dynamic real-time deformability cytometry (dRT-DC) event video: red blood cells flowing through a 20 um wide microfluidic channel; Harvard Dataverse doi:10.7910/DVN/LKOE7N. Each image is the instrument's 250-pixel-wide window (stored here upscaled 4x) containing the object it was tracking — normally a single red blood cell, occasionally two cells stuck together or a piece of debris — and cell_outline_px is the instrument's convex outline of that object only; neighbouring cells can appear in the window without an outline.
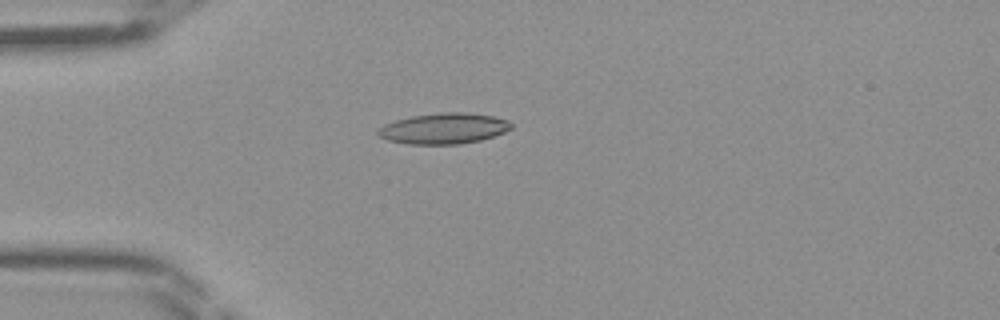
{"species": "Egyptian fruit bat (a non-hibernating species)", "species_latin": "Rousettus aegyptiacus", "temperature_condition": "room temperature", "stored_images_in_passage": 45, "camera_frame_rate_fps": 3000, "um_per_image_px": 0.085, "frame": {"image": 1, "passage_image": 12, "time_ms": 3.667, "image_size_px": [1000, 320], "cell_outline_px": [[512, 128], [504, 132], [480, 140], [460, 144], [408, 144], [388, 140], [376, 136], [376, 128], [384, 124], [396, 120], [412, 116], [444, 112], [464, 112], [492, 116], [508, 120], [512, 124]], "centroid_in_image_um": [37.67, 10.92], "position_along_channel_um": 47.3, "area_um2": 23.93}}
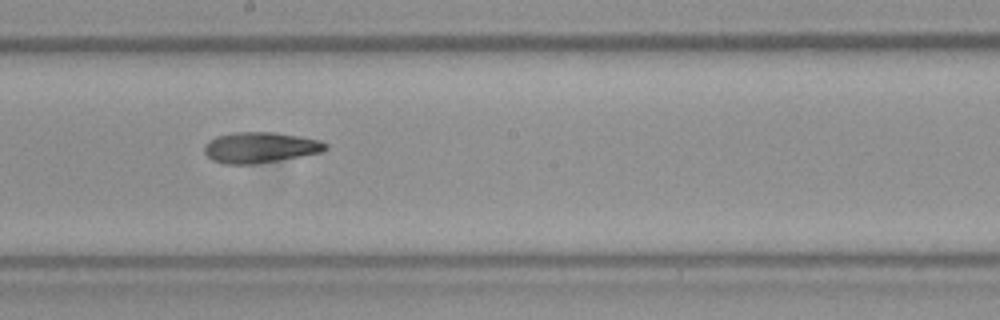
{"frame": {"image": 2, "passage_image": 25, "time_ms": 8.0, "image_size_px": [1000, 320], "cell_outline_px": [[328, 148], [324, 152], [256, 164], [224, 164], [212, 160], [204, 152], [204, 144], [208, 140], [216, 136], [232, 132], [276, 132], [300, 136], [320, 140], [328, 144]], "centroid_in_image_um": [22.12, 12.53], "position_along_channel_um": 226.1, "area_um2": 22.02}}
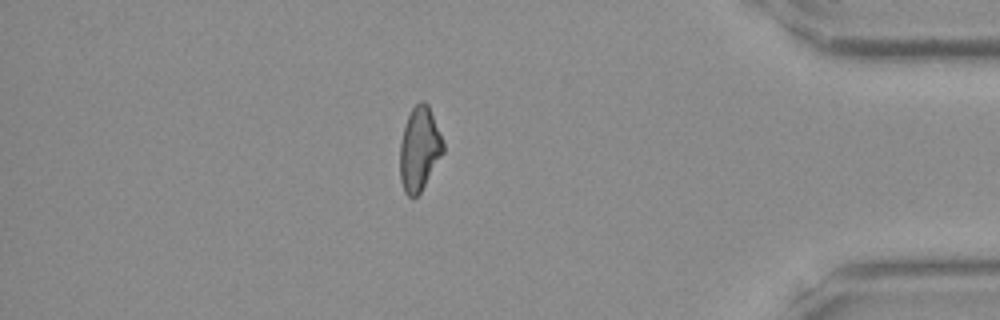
{"frame": {"image": 3, "passage_image": 39, "time_ms": 12.667, "image_size_px": [1000, 320], "cell_outline_px": [[444, 152], [420, 192], [416, 196], [408, 196], [404, 192], [400, 180], [400, 144], [404, 124], [412, 108], [420, 100], [424, 100], [428, 104], [444, 144]], "centroid_in_image_um": [35.63, 12.64], "position_along_channel_um": 399.6, "area_um2": 20.98}}